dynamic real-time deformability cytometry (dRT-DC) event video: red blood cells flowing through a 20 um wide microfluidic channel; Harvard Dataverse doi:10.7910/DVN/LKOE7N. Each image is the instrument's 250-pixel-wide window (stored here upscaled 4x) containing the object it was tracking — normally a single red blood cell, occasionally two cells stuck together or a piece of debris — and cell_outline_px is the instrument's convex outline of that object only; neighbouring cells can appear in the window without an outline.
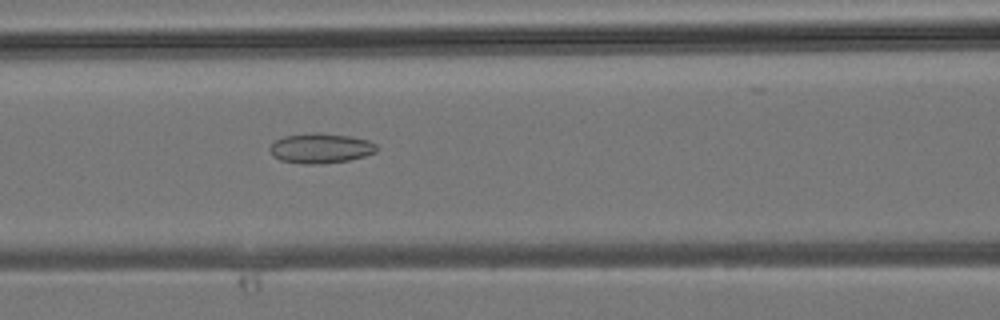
{"species": "common noctule bat (a hibernating species)", "species_latin": "Nyctalus noctula", "temperature_condition": "room temperature", "stored_images_in_passage": 30, "camera_frame_rate_fps": 3000, "um_per_image_px": 0.085, "animal": {"sex": "male", "body_mass_g": 19.2, "forearm_length_mm": 51.8}, "frame": {"image": 1, "passage_image": 11, "time_ms": 3.333, "image_size_px": [1000, 320], "cell_outline_px": [[376, 152], [364, 156], [348, 160], [324, 164], [300, 164], [280, 160], [272, 156], [268, 148], [276, 140], [284, 136], [312, 132], [316, 132], [348, 136], [368, 140], [376, 144]], "centroid_in_image_um": [27.21, 12.61], "position_along_channel_um": 139.4, "area_um2": 18.73}}
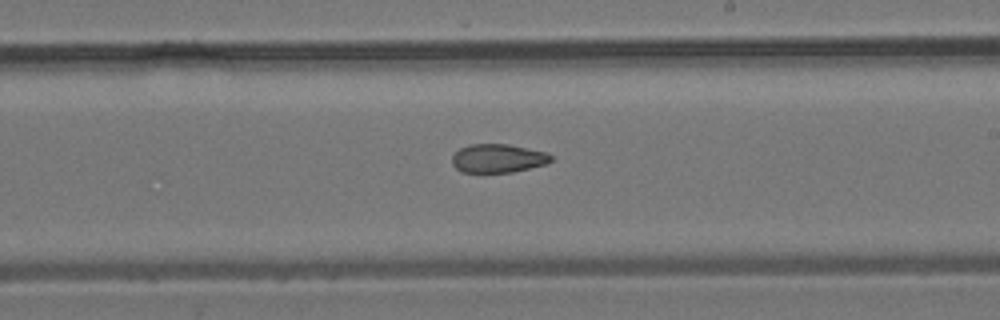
{"frame": {"image": 2, "passage_image": 17, "time_ms": 5.333, "image_size_px": [1000, 320], "cell_outline_px": [[552, 160], [544, 164], [512, 172], [460, 172], [452, 164], [452, 156], [460, 148], [468, 144], [508, 144], [548, 152], [552, 156]], "centroid_in_image_um": [42.31, 13.45], "position_along_channel_um": 246.7, "area_um2": 16.47}}
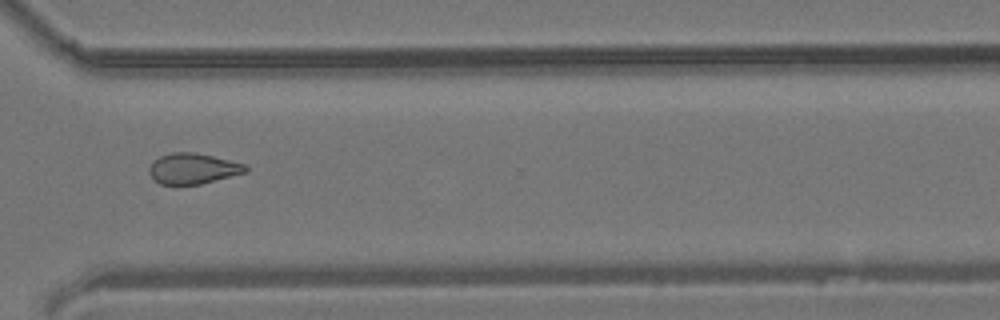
{"frame": {"image": 3, "passage_image": 23, "time_ms": 7.333, "image_size_px": [1000, 320], "cell_outline_px": [[248, 172], [200, 184], [160, 184], [148, 172], [148, 168], [152, 160], [160, 156], [172, 152], [192, 152], [212, 156], [244, 164], [248, 168]], "centroid_in_image_um": [16.38, 14.32], "position_along_channel_um": 354.2, "area_um2": 17.11}}